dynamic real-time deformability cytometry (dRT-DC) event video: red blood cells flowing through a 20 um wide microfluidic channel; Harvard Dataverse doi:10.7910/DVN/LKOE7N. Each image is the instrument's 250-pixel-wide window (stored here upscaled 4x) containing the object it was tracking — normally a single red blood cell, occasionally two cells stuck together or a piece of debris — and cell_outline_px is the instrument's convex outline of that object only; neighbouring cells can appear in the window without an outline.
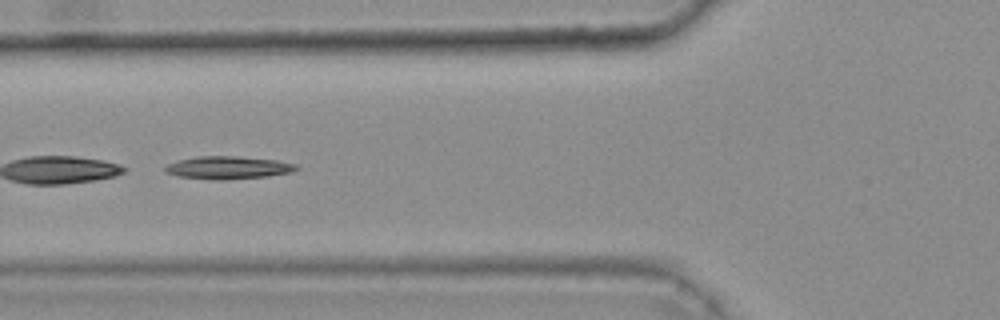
{"species": "common noctule bat (a hibernating species)", "species_latin": "Nyctalus noctula", "temperature_condition": "warm", "stored_images_in_passage": 43, "camera_frame_rate_fps": 3000, "um_per_image_px": 0.085, "animal": {"sex": "female", "body_mass_g": 25.1}, "frame": {"image": 1, "passage_image": 19, "time_ms": 6.0, "image_size_px": [1000, 320], "cell_outline_px": [[300, 168], [292, 172], [268, 176], [224, 180], [212, 180], [180, 176], [164, 172], [164, 168], [168, 164], [176, 160], [196, 156], [236, 156], [276, 160], [296, 164]], "centroid_in_image_um": [19.38, 14.25], "position_along_channel_um": 106.4, "area_um2": 17.51}, "authors_computed_cell_mechanics": {"area_um2": 17.1088, "velocity_mm_per_s": 3.8174, "shape_relaxation_time_tau1_ms": 11.0849, "shape_relaxation_time_tau2_ms": null, "deformation_change_tau1": 0.2675, "deformation_change_tau2": null}}